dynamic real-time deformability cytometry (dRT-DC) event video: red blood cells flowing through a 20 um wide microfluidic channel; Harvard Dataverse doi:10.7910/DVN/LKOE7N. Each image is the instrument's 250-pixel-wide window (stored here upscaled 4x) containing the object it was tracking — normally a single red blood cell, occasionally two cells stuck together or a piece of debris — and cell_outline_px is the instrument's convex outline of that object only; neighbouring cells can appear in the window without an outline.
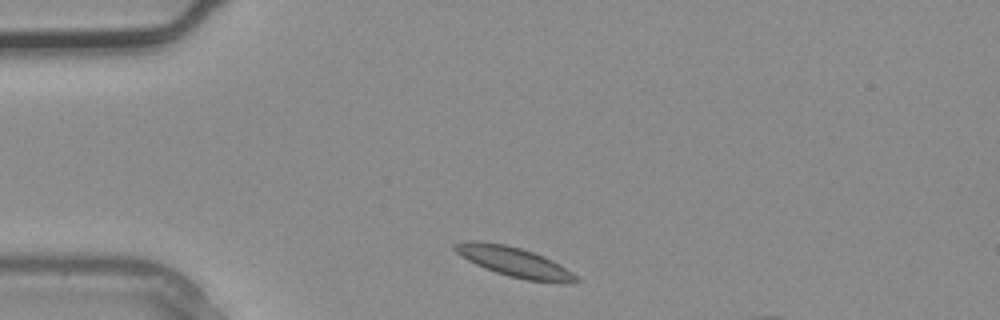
{"species": "common noctule bat (a hibernating species)", "species_latin": "Nyctalus noctula", "temperature_condition": "warm", "stored_images_in_passage": 1, "camera_frame_rate_fps": 3000, "um_per_image_px": 0.085, "animal": {"sex": "male", "body_mass_g": 20.4}, "frame": {"image": 1, "passage_image": 1, "time_ms": 0.0, "image_size_px": [1000, 320], "cell_outline_px": [[580, 280], [572, 284], [564, 284], [524, 280], [508, 276], [484, 268], [468, 260], [456, 252], [452, 248], [452, 244], [464, 240], [476, 240], [504, 244], [520, 248], [544, 256], [552, 260], [572, 272]], "centroid_in_image_um": [43.71, 22.27], "position_along_channel_um": 41.3, "area_um2": 21.27}}